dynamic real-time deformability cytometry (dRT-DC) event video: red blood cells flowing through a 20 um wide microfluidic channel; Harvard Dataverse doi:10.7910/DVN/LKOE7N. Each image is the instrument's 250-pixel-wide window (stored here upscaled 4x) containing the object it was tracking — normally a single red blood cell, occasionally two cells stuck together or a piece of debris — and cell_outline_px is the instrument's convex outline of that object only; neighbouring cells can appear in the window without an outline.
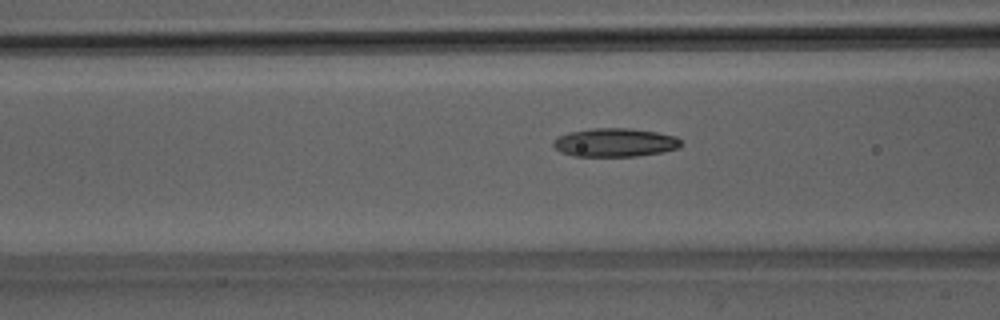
{"species": "Egyptian fruit bat (a non-hibernating species)", "species_latin": "Rousettus aegyptiacus", "temperature_condition": "room temperature", "stored_images_in_passage": 48, "camera_frame_rate_fps": 3000, "um_per_image_px": 0.085, "animal": {"sex": "male"}, "frame": {"image": 1, "passage_image": 20, "time_ms": 6.333, "image_size_px": [1000, 320], "cell_outline_px": [[684, 144], [680, 148], [664, 152], [636, 156], [572, 156], [560, 152], [552, 144], [552, 140], [556, 136], [568, 132], [592, 128], [628, 128], [656, 132], [676, 136]], "centroid_in_image_um": [52.26, 12.11], "position_along_channel_um": 114.3, "area_um2": 21.56}}
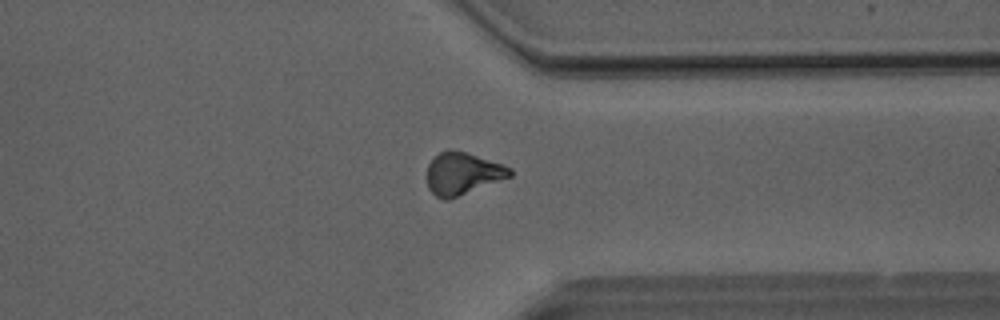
{"frame": {"image": 2, "passage_image": 39, "time_ms": 12.667, "image_size_px": [1000, 320], "cell_outline_px": [[512, 176], [448, 200], [444, 200], [436, 196], [428, 188], [428, 164], [440, 152], [448, 148], [452, 148], [504, 164], [512, 168]], "centroid_in_image_um": [39.34, 14.74], "position_along_channel_um": 372.1, "area_um2": 20.4}}
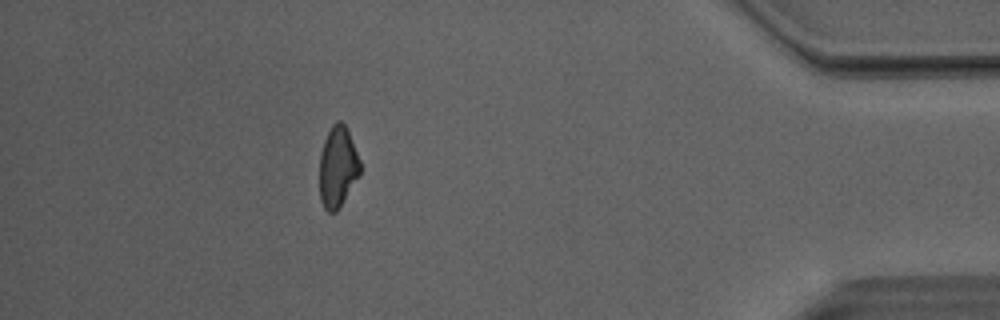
{"frame": {"image": 3, "passage_image": 45, "time_ms": 14.667, "image_size_px": [1000, 320], "cell_outline_px": [[360, 176], [336, 212], [328, 212], [324, 208], [320, 200], [320, 152], [324, 140], [332, 124], [336, 120], [340, 120], [344, 124], [348, 132], [360, 160]], "centroid_in_image_um": [28.7, 14.2], "position_along_channel_um": 406.5, "area_um2": 19.13}}